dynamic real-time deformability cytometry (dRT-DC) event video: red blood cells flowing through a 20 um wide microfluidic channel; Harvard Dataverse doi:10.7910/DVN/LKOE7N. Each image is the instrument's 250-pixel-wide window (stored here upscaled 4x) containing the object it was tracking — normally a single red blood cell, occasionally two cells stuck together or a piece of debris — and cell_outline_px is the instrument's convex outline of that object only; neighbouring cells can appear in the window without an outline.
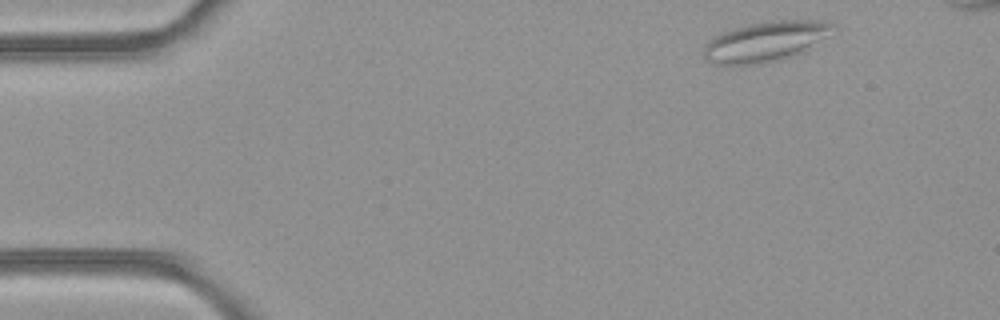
{"species": "common noctule bat (a hibernating species)", "species_latin": "Nyctalus noctula", "temperature_condition": "room temperature", "stored_images_in_passage": 4, "camera_frame_rate_fps": 3000, "um_per_image_px": 0.085, "animal": {"sex": "female", "body_mass_g": 21.9}, "frame": {"image": 1, "passage_image": 1, "time_ms": 0.0, "image_size_px": [1000, 320], "cell_outline_px": [[836, 28], [800, 52], [792, 56], [780, 60], [760, 64], [712, 64], [704, 60], [704, 44], [712, 36], [720, 32], [732, 28], [772, 20], [820, 20], [832, 24]], "centroid_in_image_um": [64.95, 3.53], "position_along_channel_um": 20.0, "area_um2": 29.88}}